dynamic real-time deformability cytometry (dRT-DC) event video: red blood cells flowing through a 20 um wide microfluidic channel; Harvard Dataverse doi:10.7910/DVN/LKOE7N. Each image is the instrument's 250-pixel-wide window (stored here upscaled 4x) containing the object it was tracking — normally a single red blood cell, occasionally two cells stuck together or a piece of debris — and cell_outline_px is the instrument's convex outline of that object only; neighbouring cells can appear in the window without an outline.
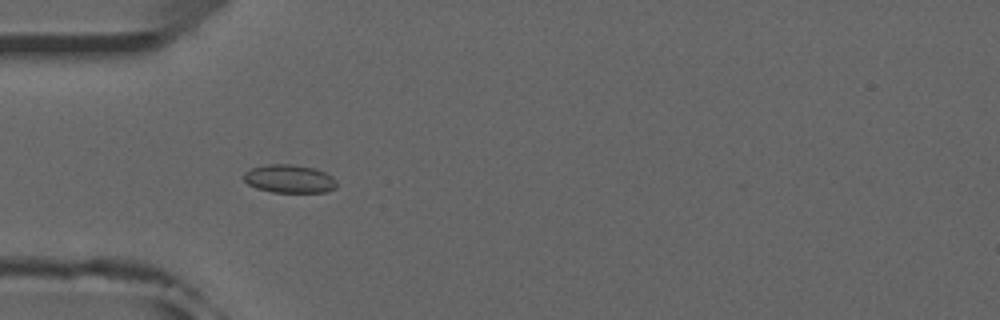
{"species": "common noctule bat (a hibernating species)", "species_latin": "Nyctalus noctula", "temperature_condition": "room temperature", "stored_images_in_passage": 51, "camera_frame_rate_fps": 3000, "um_per_image_px": 0.085, "animal": {"sex": "male", "forearm_length_mm": 52.5}, "frame": {"image": 1, "passage_image": 15, "time_ms": 4.667, "image_size_px": [1000, 320], "cell_outline_px": [[336, 188], [328, 192], [272, 192], [256, 188], [248, 184], [244, 180], [244, 172], [252, 168], [268, 164], [292, 164], [316, 168], [332, 176], [336, 180]], "centroid_in_image_um": [24.61, 15.2], "position_along_channel_um": 60.4, "area_um2": 15.37}}
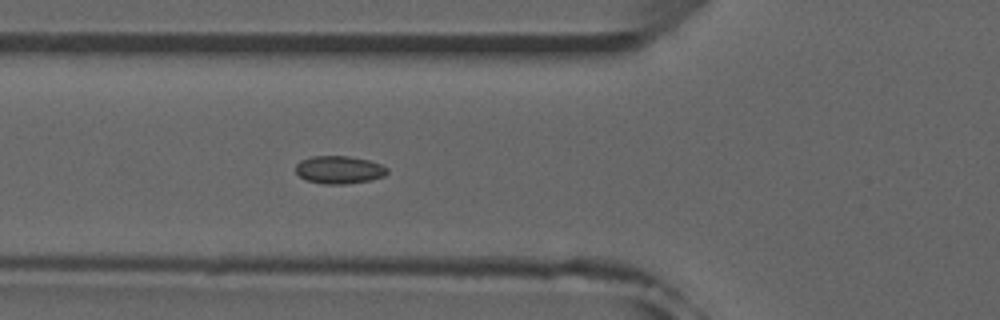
{"frame": {"image": 2, "passage_image": 18, "time_ms": 5.667, "image_size_px": [1000, 320], "cell_outline_px": [[388, 172], [384, 176], [368, 180], [344, 184], [324, 184], [304, 180], [296, 172], [296, 164], [300, 160], [312, 156], [348, 156], [368, 160], [380, 164], [388, 168]], "centroid_in_image_um": [28.8, 14.43], "position_along_channel_um": 97.0, "area_um2": 14.8}}
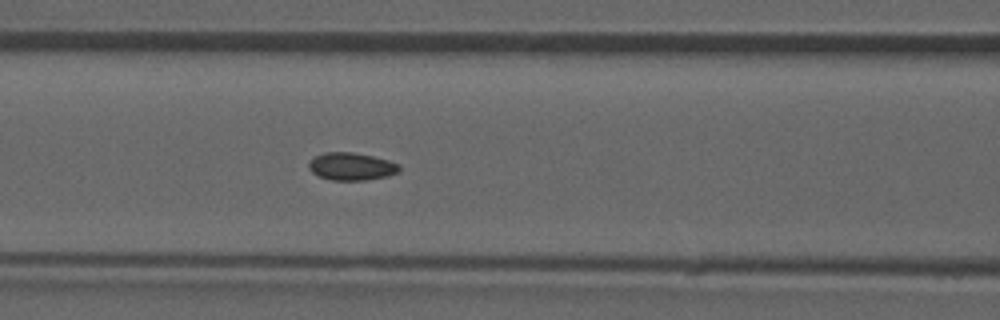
{"frame": {"image": 3, "passage_image": 21, "time_ms": 6.667, "image_size_px": [1000, 320], "cell_outline_px": [[400, 172], [388, 176], [364, 180], [332, 180], [320, 176], [312, 172], [308, 168], [308, 164], [316, 156], [324, 152], [352, 152], [372, 156], [388, 160], [400, 164]], "centroid_in_image_um": [29.9, 14.15], "position_along_channel_um": 136.7, "area_um2": 14.51}, "authors_computed_cell_mechanics": {"area_um2": 14.3922, "velocity_mm_per_s": 3.9254, "shape_relaxation_time_tau1_ms": null, "shape_relaxation_time_tau2_ms": 3.6141, "deformation_change_tau1": null, "deformation_change_tau2": 0.0454}}